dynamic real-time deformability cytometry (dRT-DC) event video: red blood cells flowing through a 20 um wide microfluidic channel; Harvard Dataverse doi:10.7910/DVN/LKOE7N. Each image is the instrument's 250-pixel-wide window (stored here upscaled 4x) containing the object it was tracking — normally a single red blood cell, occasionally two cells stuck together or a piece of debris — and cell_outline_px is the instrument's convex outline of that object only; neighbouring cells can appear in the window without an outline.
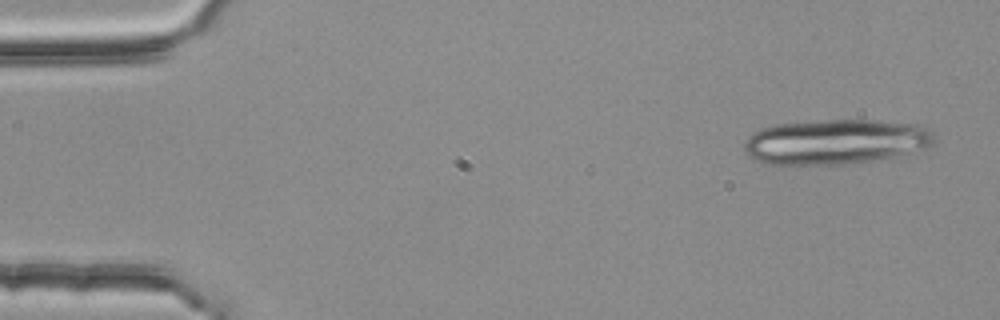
{"species": "common noctule bat (a hibernating species)", "species_latin": "Nyctalus noctula", "temperature_condition": "room temperature", "stored_images_in_passage": 4, "camera_frame_rate_fps": 3000, "um_per_image_px": 0.085, "animal": {"sex": "female", "body_mass_g": 25.1}, "frame": {"image": 1, "passage_image": 1, "time_ms": 0.0, "image_size_px": [1000, 320], "cell_outline_px": [[936, 140], [932, 144], [924, 148], [896, 156], [872, 160], [840, 164], [764, 164], [752, 160], [748, 156], [744, 148], [744, 144], [748, 136], [764, 128], [776, 124], [824, 120], [876, 120], [920, 124]], "centroid_in_image_um": [70.98, 12.05], "position_along_channel_um": 14.0, "area_um2": 49.53}}